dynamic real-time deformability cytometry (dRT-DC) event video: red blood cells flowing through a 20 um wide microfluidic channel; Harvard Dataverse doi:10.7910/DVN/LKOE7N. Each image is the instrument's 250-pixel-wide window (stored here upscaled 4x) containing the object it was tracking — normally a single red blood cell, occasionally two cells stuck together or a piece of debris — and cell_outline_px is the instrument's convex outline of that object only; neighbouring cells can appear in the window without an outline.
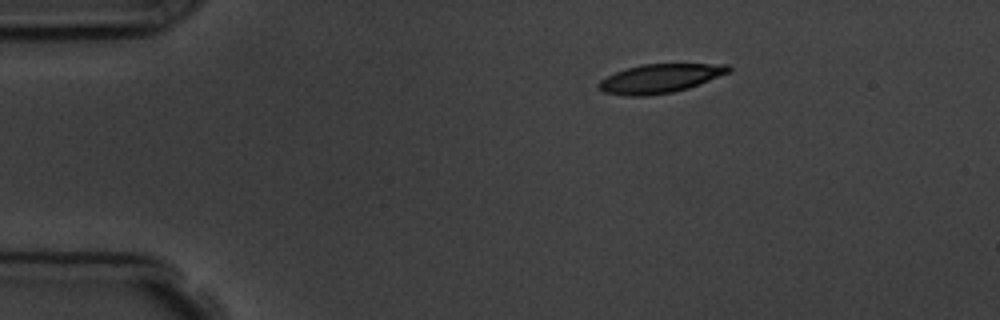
{"species": "common noctule bat (a hibernating species)", "species_latin": "Nyctalus noctula", "temperature_condition": "room temperature", "stored_images_in_passage": 9, "camera_frame_rate_fps": 3000, "um_per_image_px": 0.085, "animal": {"sex": "male", "body_mass_g": 19.5, "forearm_length_mm": 54.6}, "frame": {"image": 1, "passage_image": 1, "time_ms": 0.0, "image_size_px": [1000, 320], "cell_outline_px": [[732, 72], [688, 88], [672, 92], [648, 96], [624, 96], [604, 92], [596, 88], [596, 84], [600, 80], [616, 72], [640, 64], [728, 64], [732, 68]], "centroid_in_image_um": [56.09, 6.67], "position_along_channel_um": 28.9, "area_um2": 22.02}}
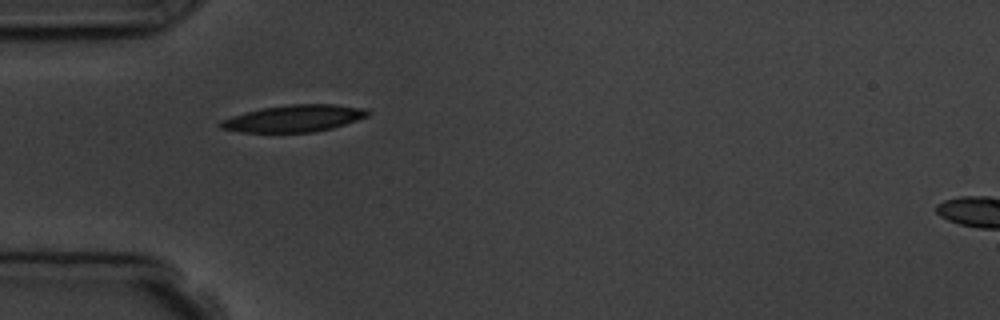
{"frame": {"image": 2, "passage_image": 3, "time_ms": 2.333, "image_size_px": [1000, 320], "cell_outline_px": [[372, 112], [368, 116], [332, 128], [312, 132], [240, 132], [220, 128], [220, 120], [244, 112], [260, 108], [288, 104], [332, 104], [364, 108]], "centroid_in_image_um": [24.97, 10.05], "position_along_channel_um": 60.0, "area_um2": 23.06}}
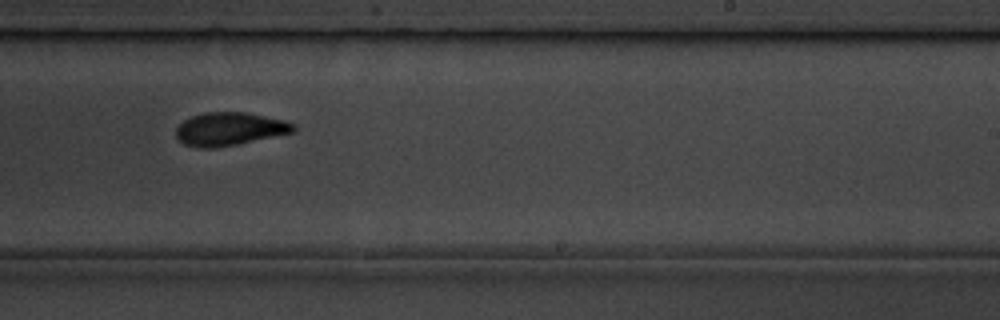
{"frame": {"image": 3, "passage_image": 8, "time_ms": 8.0, "image_size_px": [1000, 320], "cell_outline_px": [[296, 128], [292, 132], [236, 144], [216, 148], [196, 148], [184, 144], [176, 136], [176, 128], [184, 120], [192, 116], [208, 112], [244, 112], [284, 120], [296, 124]], "centroid_in_image_um": [19.48, 10.96], "position_along_channel_um": 269.5, "area_um2": 22.43}}